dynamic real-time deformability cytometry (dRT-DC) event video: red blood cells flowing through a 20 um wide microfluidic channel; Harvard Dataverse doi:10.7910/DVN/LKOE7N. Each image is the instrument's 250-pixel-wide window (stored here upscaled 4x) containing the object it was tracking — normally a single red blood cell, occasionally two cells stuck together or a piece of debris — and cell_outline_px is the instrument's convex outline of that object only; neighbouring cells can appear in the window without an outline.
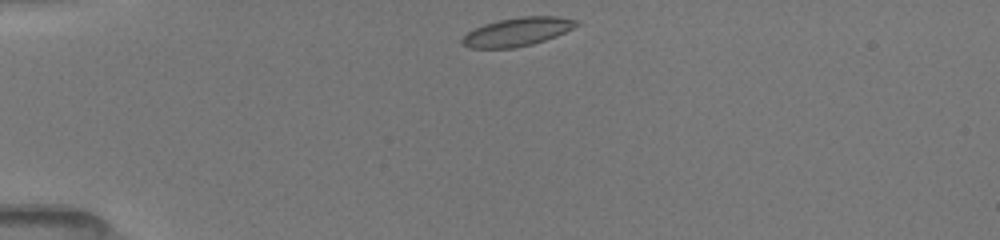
{"species": "common noctule bat (a hibernating species)", "species_latin": "Nyctalus noctula", "temperature_condition": "room temperature", "stored_images_in_passage": 39, "camera_frame_rate_fps": 3000, "um_per_image_px": 0.085, "animal": {"sex": "female", "body_mass_g": 19.5, "forearm_length_mm": 54.1}, "frame": {"image": 1, "passage_image": 1, "time_ms": 0.0, "image_size_px": [1000, 240], "cell_outline_px": [[580, 24], [556, 36], [532, 44], [512, 48], [468, 48], [460, 40], [468, 32], [484, 24], [500, 20], [520, 16], [556, 16], [580, 20]], "centroid_in_image_um": [44.0, 2.69], "position_along_channel_um": 41.0, "area_um2": 18.84}}
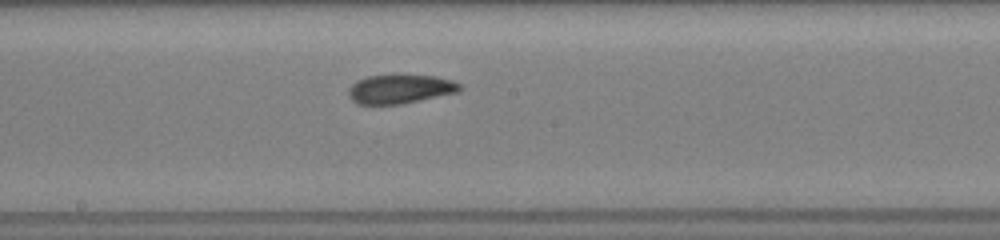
{"frame": {"image": 2, "passage_image": 17, "time_ms": 5.333, "image_size_px": [1000, 240], "cell_outline_px": [[464, 88], [460, 92], [404, 104], [356, 104], [348, 96], [348, 88], [356, 80], [368, 76], [436, 76], [452, 80], [464, 84]], "centroid_in_image_um": [34.07, 7.59], "position_along_channel_um": 214.1, "area_um2": 19.02}}
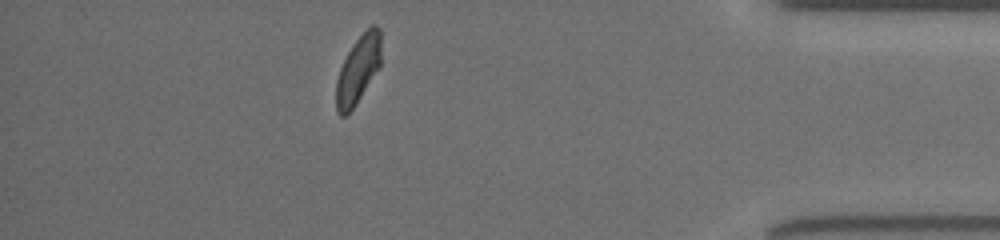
{"frame": {"image": 3, "passage_image": 34, "time_ms": 11.0, "image_size_px": [1000, 240], "cell_outline_px": [[380, 68], [356, 104], [344, 116], [340, 116], [336, 112], [336, 80], [340, 68], [352, 44], [372, 24], [376, 24], [380, 28]], "centroid_in_image_um": [30.44, 5.92], "position_along_channel_um": 404.8, "area_um2": 17.74}, "authors_computed_cell_mechanics": {"area_um2": 19.0162, "velocity_mm_per_s": 4.0056, "shape_relaxation_time_tau1_ms": 3.7726, "shape_relaxation_time_tau2_ms": 2.1381, "deformation_change_tau1": 0.1305, "deformation_change_tau2": 0.0835}}